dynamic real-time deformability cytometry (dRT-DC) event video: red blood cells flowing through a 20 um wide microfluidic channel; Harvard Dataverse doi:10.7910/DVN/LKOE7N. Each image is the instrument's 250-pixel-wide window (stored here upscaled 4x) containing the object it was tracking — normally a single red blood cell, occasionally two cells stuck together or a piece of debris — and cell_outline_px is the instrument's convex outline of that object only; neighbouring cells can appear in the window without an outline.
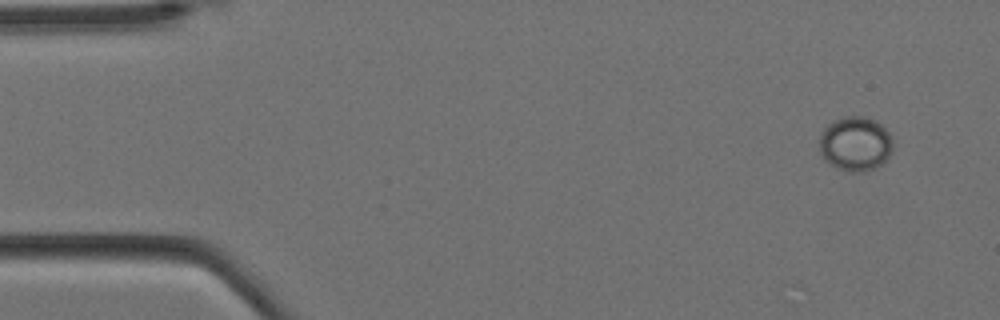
{"species": "Egyptian fruit bat (a non-hibernating species)", "species_latin": "Rousettus aegyptiacus", "temperature_condition": "cold", "stored_images_in_passage": 2, "camera_frame_rate_fps": 3000, "um_per_image_px": 0.085, "animal": {"sex": "female"}, "frame": {"image": 1, "passage_image": 2, "time_ms": 0.333, "image_size_px": [1000, 320], "cell_outline_px": [[892, 152], [888, 160], [884, 164], [868, 172], [844, 172], [828, 164], [824, 160], [820, 152], [820, 132], [828, 124], [844, 116], [864, 116], [876, 120], [892, 136]], "centroid_in_image_um": [72.72, 12.26], "position_along_channel_um": 12.3, "area_um2": 23.99}}